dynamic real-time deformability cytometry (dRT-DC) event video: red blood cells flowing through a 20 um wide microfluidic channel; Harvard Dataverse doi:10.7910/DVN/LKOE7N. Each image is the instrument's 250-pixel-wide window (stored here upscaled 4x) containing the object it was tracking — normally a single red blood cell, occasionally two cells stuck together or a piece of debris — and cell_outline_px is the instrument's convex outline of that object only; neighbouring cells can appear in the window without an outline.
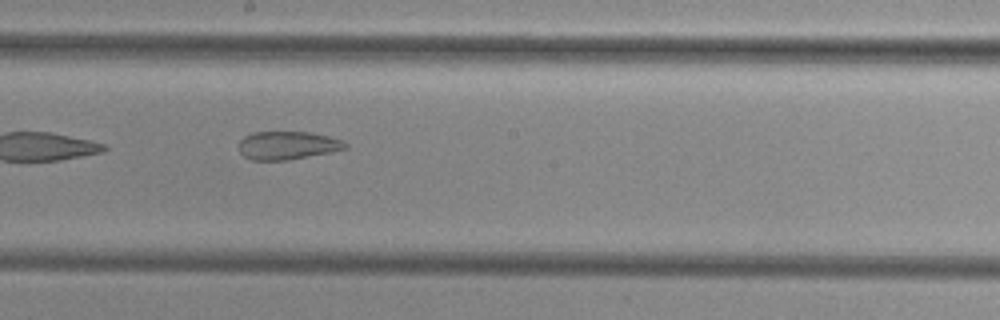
{"species": "common noctule bat (a hibernating species)", "species_latin": "Nyctalus noctula", "temperature_condition": "cold", "stored_images_in_passage": 8, "camera_frame_rate_fps": 3000, "um_per_image_px": 0.085, "animal": {"sex": "female", "body_mass_g": 29.2, "forearm_length_mm": 56.3}, "frame": {"image": 1, "passage_image": 7, "time_ms": 7.0, "image_size_px": [1000, 320], "cell_outline_px": [[348, 148], [332, 152], [288, 160], [252, 160], [244, 156], [240, 152], [240, 140], [244, 136], [252, 132], [308, 132], [328, 136], [340, 140], [348, 144]], "centroid_in_image_um": [24.44, 12.36], "position_along_channel_um": 223.8, "area_um2": 17.46}}